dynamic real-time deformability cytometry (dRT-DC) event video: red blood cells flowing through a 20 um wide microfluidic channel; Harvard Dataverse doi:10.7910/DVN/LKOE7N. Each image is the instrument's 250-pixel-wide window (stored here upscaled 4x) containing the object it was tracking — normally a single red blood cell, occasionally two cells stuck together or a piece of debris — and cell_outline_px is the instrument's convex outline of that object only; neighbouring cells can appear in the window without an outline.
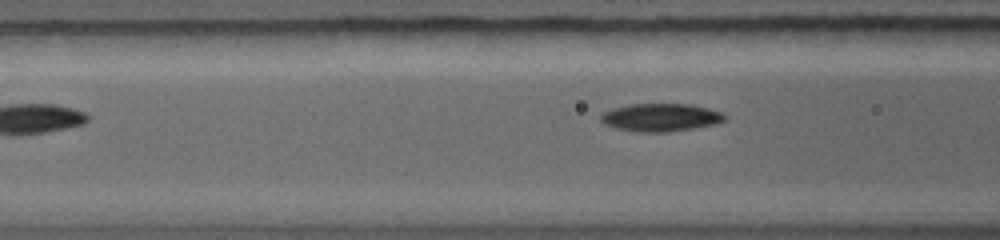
{"species": "common noctule bat (a hibernating species)", "species_latin": "Nyctalus noctula", "temperature_condition": "warm", "stored_images_in_passage": 5, "camera_frame_rate_fps": 5000, "um_per_image_px": 0.085, "animal": {"sex": "female", "body_mass_g": 19.0, "forearm_length_mm": 56.7}, "frame": {"image": 1, "passage_image": 5, "time_ms": 2.6, "image_size_px": [1000, 240], "cell_outline_px": [[728, 116], [724, 120], [716, 124], [692, 128], [660, 132], [652, 132], [616, 128], [604, 124], [600, 120], [600, 116], [604, 112], [612, 108], [632, 104], [688, 104], [708, 108], [720, 112]], "centroid_in_image_um": [56.16, 9.96], "position_along_channel_um": 110.4, "area_um2": 19.77}}